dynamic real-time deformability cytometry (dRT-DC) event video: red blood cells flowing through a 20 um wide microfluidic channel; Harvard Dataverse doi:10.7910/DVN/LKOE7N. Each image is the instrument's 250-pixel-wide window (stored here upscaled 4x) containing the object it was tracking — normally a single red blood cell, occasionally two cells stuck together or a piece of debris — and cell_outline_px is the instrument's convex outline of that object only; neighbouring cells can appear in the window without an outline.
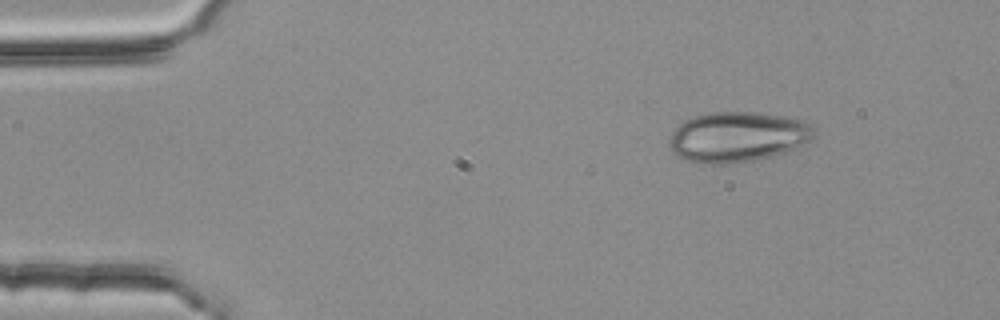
{"species": "common noctule bat (a hibernating species)", "species_latin": "Nyctalus noctula", "temperature_condition": "room temperature", "stored_images_in_passage": 3, "camera_frame_rate_fps": 3000, "um_per_image_px": 0.085, "animal": {"sex": "female", "body_mass_g": 25.1}, "frame": {"image": 1, "passage_image": 1, "time_ms": 0.0, "image_size_px": [1000, 320], "cell_outline_px": [[816, 136], [812, 140], [784, 152], [756, 160], [728, 164], [704, 164], [688, 160], [676, 156], [668, 148], [668, 144], [672, 132], [684, 120], [696, 116], [712, 112], [752, 112], [784, 116], [804, 120], [812, 124], [816, 132]], "centroid_in_image_um": [62.7, 11.64], "position_along_channel_um": 22.3, "area_um2": 42.66}}